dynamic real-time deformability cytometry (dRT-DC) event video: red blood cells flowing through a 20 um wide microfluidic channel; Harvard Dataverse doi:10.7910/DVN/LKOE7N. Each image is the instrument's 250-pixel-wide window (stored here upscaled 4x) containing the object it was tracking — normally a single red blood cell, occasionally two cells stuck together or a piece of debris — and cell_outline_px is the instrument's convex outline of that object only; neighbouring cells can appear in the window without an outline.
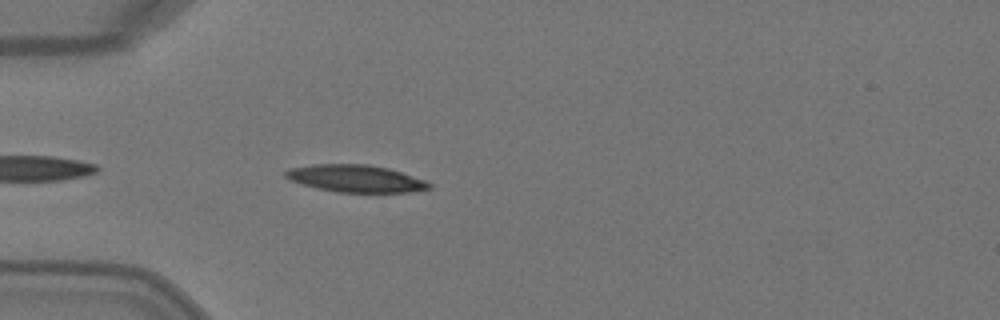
{"species": "Egyptian fruit bat (a non-hibernating species)", "species_latin": "Rousettus aegyptiacus", "temperature_condition": "warm", "stored_images_in_passage": 2, "camera_frame_rate_fps": 3000, "um_per_image_px": 0.085, "animal": {"sex": "female"}, "frame": {"image": 1, "passage_image": 2, "time_ms": 0.333, "image_size_px": [1000, 320], "cell_outline_px": [[432, 188], [412, 192], [336, 192], [316, 188], [288, 180], [284, 176], [284, 172], [288, 168], [312, 164], [368, 164], [388, 168], [424, 180], [432, 184]], "centroid_in_image_um": [30.19, 15.17], "position_along_channel_um": 54.8, "area_um2": 22.89}}